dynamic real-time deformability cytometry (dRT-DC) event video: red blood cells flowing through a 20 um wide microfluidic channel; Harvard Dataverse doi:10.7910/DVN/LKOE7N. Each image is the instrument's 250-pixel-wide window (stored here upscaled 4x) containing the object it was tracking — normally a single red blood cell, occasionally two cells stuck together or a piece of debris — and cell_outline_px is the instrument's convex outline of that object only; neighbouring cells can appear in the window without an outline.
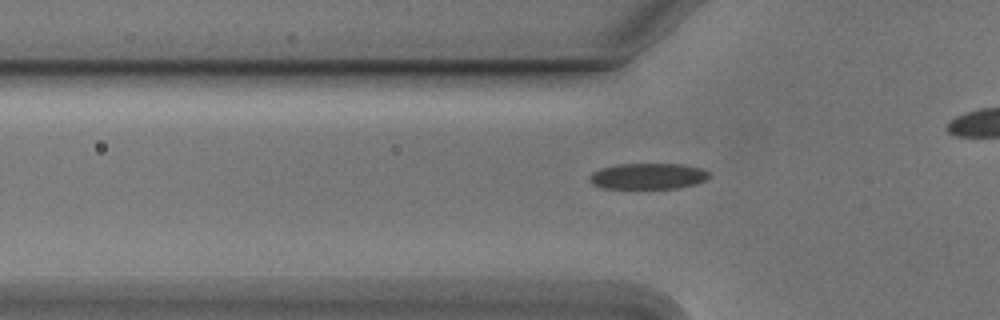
{"species": "Egyptian fruit bat (a non-hibernating species)", "species_latin": "Rousettus aegyptiacus", "temperature_condition": "cold", "stored_images_in_passage": 30, "camera_frame_rate_fps": 3000, "um_per_image_px": 0.085, "animal": {"sex": "male"}, "frame": {"image": 1, "passage_image": 3, "time_ms": 0.667, "image_size_px": [1000, 320], "cell_outline_px": [[708, 176], [704, 180], [696, 184], [676, 188], [604, 188], [592, 184], [588, 180], [588, 176], [592, 172], [600, 168], [616, 164], [684, 164], [700, 168], [708, 172]], "centroid_in_image_um": [55.02, 14.97], "position_along_channel_um": 70.8, "area_um2": 18.09}}
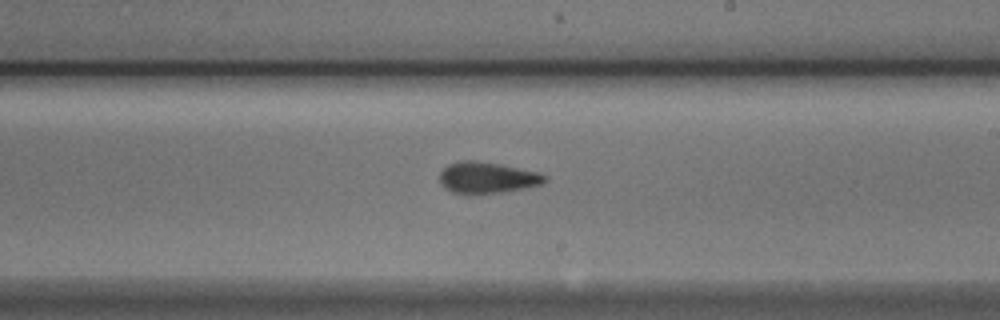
{"frame": {"image": 2, "passage_image": 17, "time_ms": 5.333, "image_size_px": [1000, 320], "cell_outline_px": [[548, 180], [540, 184], [524, 188], [504, 192], [468, 196], [452, 192], [444, 188], [440, 180], [440, 172], [448, 164], [460, 160], [476, 160], [500, 164], [536, 172], [548, 176]], "centroid_in_image_um": [41.37, 15.12], "position_along_channel_um": 247.6, "area_um2": 19.54}}
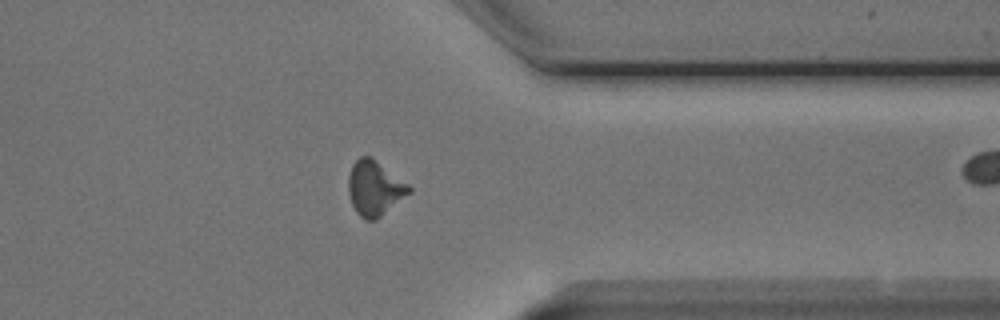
{"frame": {"image": 3, "passage_image": 28, "time_ms": 9.0, "image_size_px": [1000, 320], "cell_outline_px": [[412, 192], [376, 220], [364, 220], [356, 212], [352, 204], [348, 192], [348, 176], [352, 164], [360, 156], [372, 156], [408, 184], [412, 188]], "centroid_in_image_um": [31.84, 15.99], "position_along_channel_um": 379.6, "area_um2": 19.59}}